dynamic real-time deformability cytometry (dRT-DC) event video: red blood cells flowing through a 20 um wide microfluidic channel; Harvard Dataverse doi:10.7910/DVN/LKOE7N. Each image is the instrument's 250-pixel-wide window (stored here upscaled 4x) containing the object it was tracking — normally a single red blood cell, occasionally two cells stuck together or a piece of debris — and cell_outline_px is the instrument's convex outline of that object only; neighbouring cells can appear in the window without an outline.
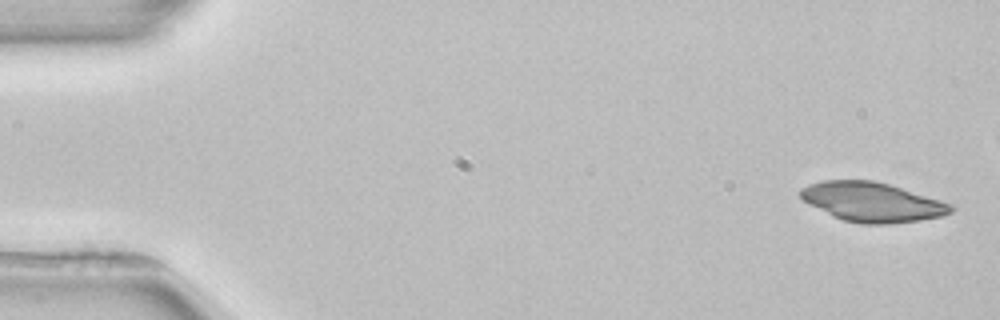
{"species": "common noctule bat (a hibernating species)", "species_latin": "Nyctalus noctula", "temperature_condition": "room temperature", "stored_images_in_passage": 5, "segment_of_instrument_passage": [1, 2], "camera_frame_rate_fps": 3000, "um_per_image_px": 0.085, "animal": {"sex": "female", "body_mass_g": 22.7, "forearm_length_mm": 54.2}, "frame": {"image": 1, "passage_image": 1, "time_ms": 0.0, "image_size_px": [1000, 320], "cell_outline_px": [[952, 212], [940, 216], [920, 220], [888, 224], [860, 224], [844, 220], [832, 216], [804, 200], [800, 196], [800, 188], [808, 184], [824, 180], [872, 180], [888, 184], [940, 200], [952, 204]], "centroid_in_image_um": [74.11, 17.17], "position_along_channel_um": 10.9, "area_um2": 34.16}}